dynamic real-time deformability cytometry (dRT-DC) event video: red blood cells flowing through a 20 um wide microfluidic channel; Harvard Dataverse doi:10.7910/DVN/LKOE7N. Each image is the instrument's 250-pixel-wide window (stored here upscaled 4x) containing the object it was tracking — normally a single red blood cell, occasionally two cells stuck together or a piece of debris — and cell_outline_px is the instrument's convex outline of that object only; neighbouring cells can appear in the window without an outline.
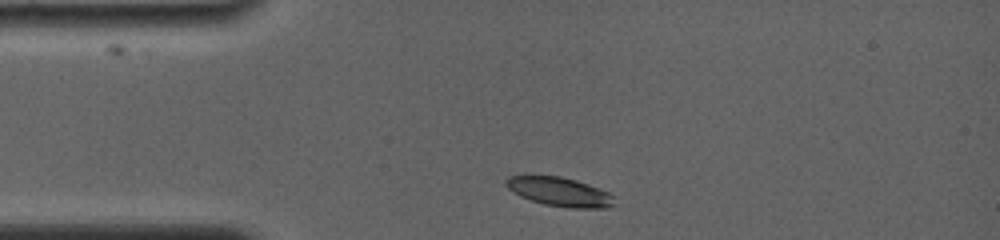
{"species": "common noctule bat (a hibernating species)", "species_latin": "Nyctalus noctula", "temperature_condition": "room temperature", "stored_images_in_passage": 3, "camera_frame_rate_fps": 4000, "um_per_image_px": 0.085, "animal": {"sex": "female", "body_mass_g": 19.0, "forearm_length_mm": 56.7}, "frame": {"image": 1, "passage_image": 1, "time_ms": 0.0, "image_size_px": [1000, 240], "cell_outline_px": [[616, 196], [612, 204], [608, 208], [568, 208], [544, 204], [520, 196], [508, 188], [504, 184], [504, 180], [508, 176], [528, 172], [560, 176], [576, 180], [588, 184], [608, 192]], "centroid_in_image_um": [47.48, 16.25], "position_along_channel_um": 37.5, "area_um2": 19.02}}
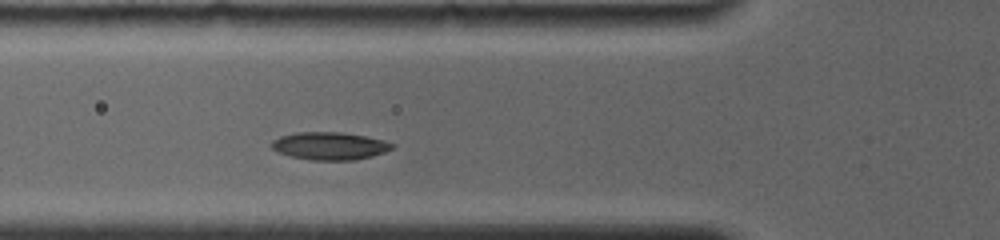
{"frame": {"image": 2, "passage_image": 3, "time_ms": 2.25, "image_size_px": [1000, 240], "cell_outline_px": [[396, 144], [392, 148], [384, 152], [372, 156], [352, 160], [312, 160], [292, 156], [276, 152], [272, 148], [272, 140], [280, 136], [296, 132], [340, 132], [364, 136], [384, 140]], "centroid_in_image_um": [28.01, 12.4], "position_along_channel_um": 97.8, "area_um2": 19.36}}